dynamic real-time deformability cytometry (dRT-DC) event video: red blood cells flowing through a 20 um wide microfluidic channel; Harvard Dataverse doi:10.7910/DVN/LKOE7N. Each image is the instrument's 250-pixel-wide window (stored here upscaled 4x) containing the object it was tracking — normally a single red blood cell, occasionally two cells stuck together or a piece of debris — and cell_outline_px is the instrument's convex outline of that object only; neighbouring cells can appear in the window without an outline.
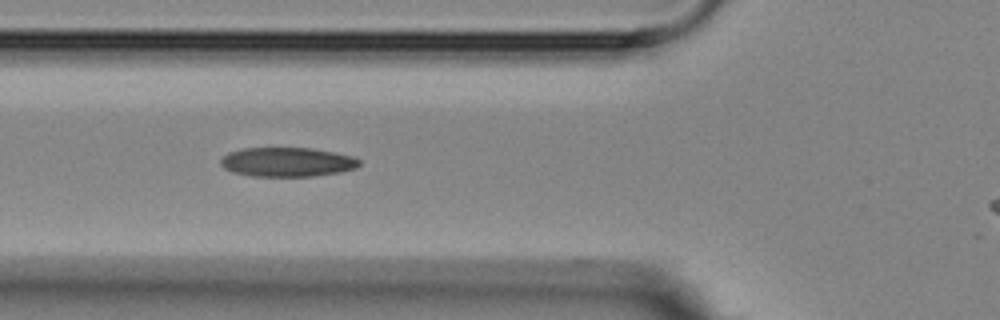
{"species": "Egyptian fruit bat (a non-hibernating species)", "species_latin": "Rousettus aegyptiacus", "temperature_condition": "room temperature", "stored_images_in_passage": 5, "camera_frame_rate_fps": 3000, "um_per_image_px": 0.085, "animal": {"sex": "female"}, "frame": {"image": 1, "passage_image": 3, "time_ms": 2.0, "image_size_px": [1000, 320], "cell_outline_px": [[360, 164], [356, 168], [340, 172], [312, 176], [252, 176], [232, 172], [224, 168], [220, 164], [220, 160], [228, 152], [244, 148], [312, 148], [352, 156], [360, 160]], "centroid_in_image_um": [24.39, 13.77], "position_along_channel_um": 101.4, "area_um2": 23.58}}
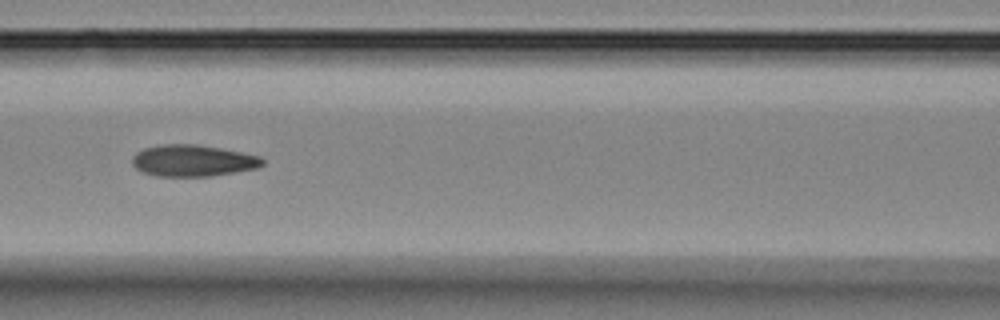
{"frame": {"image": 2, "passage_image": 4, "time_ms": 3.333, "image_size_px": [1000, 320], "cell_outline_px": [[264, 164], [256, 168], [208, 176], [156, 176], [144, 172], [136, 168], [132, 164], [132, 156], [136, 152], [144, 148], [160, 144], [196, 144], [220, 148], [260, 156], [264, 160]], "centroid_in_image_um": [16.36, 13.64], "position_along_channel_um": 150.2, "area_um2": 23.81}}
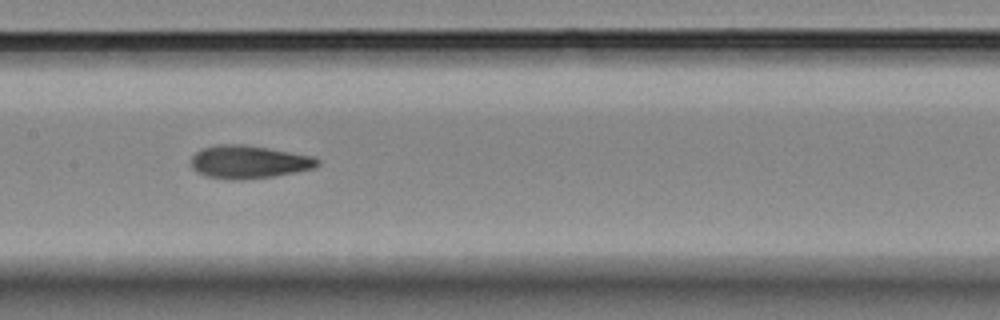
{"frame": {"image": 3, "passage_image": 5, "time_ms": 4.333, "image_size_px": [1000, 320], "cell_outline_px": [[320, 164], [316, 168], [296, 172], [272, 176], [244, 180], [228, 180], [208, 176], [196, 172], [192, 168], [192, 156], [200, 148], [216, 144], [240, 144], [268, 148], [312, 156], [320, 160]], "centroid_in_image_um": [21.14, 13.77], "position_along_channel_um": 186.3, "area_um2": 24.45}}